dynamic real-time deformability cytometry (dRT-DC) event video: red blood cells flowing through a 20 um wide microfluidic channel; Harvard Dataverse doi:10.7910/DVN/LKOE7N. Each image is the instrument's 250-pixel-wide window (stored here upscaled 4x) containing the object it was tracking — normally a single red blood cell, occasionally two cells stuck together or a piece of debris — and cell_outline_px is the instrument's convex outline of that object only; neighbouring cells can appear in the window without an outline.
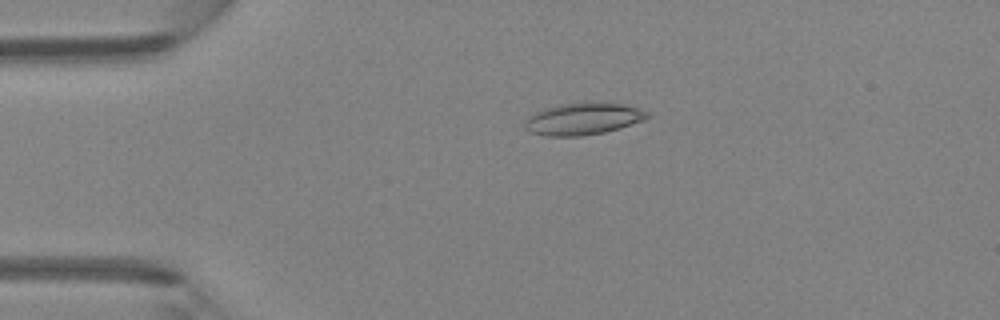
{"species": "Egyptian fruit bat (a non-hibernating species)", "species_latin": "Rousettus aegyptiacus", "temperature_condition": "room temperature", "stored_images_in_passage": 46, "camera_frame_rate_fps": 3000, "um_per_image_px": 0.085, "animal": {"sex": "female"}, "frame": {"image": 1, "passage_image": 10, "time_ms": 3.0, "image_size_px": [1000, 320], "cell_outline_px": [[652, 116], [644, 120], [620, 128], [604, 132], [580, 136], [544, 136], [528, 132], [524, 128], [524, 124], [528, 116], [532, 112], [560, 104], [588, 100], [608, 100], [640, 108], [648, 112]], "centroid_in_image_um": [49.58, 10.06], "position_along_channel_um": 35.4, "area_um2": 23.81}}
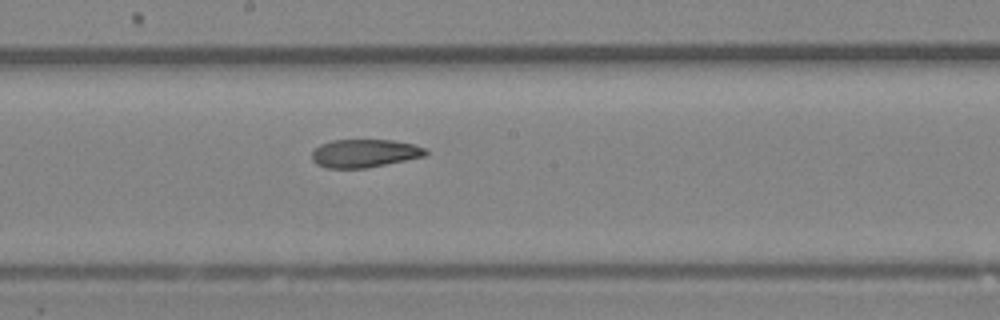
{"frame": {"image": 2, "passage_image": 25, "time_ms": 8.0, "image_size_px": [1000, 320], "cell_outline_px": [[428, 152], [424, 156], [364, 168], [328, 168], [316, 164], [312, 160], [312, 152], [320, 144], [332, 140], [392, 140], [412, 144], [428, 148]], "centroid_in_image_um": [30.97, 13.02], "position_along_channel_um": 217.2, "area_um2": 18.5}}
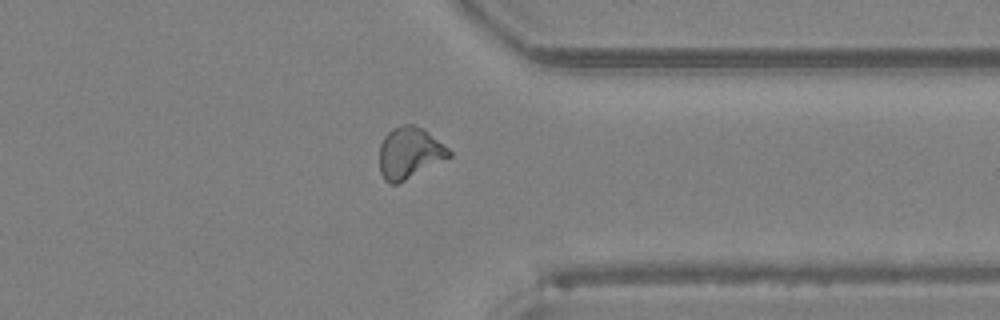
{"frame": {"image": 3, "passage_image": 36, "time_ms": 11.667, "image_size_px": [1000, 320], "cell_outline_px": [[452, 156], [396, 184], [388, 184], [384, 180], [380, 172], [380, 144], [384, 136], [392, 128], [404, 124], [412, 124], [424, 128], [448, 148], [452, 152]], "centroid_in_image_um": [34.8, 12.98], "position_along_channel_um": 376.6, "area_um2": 20.81}}